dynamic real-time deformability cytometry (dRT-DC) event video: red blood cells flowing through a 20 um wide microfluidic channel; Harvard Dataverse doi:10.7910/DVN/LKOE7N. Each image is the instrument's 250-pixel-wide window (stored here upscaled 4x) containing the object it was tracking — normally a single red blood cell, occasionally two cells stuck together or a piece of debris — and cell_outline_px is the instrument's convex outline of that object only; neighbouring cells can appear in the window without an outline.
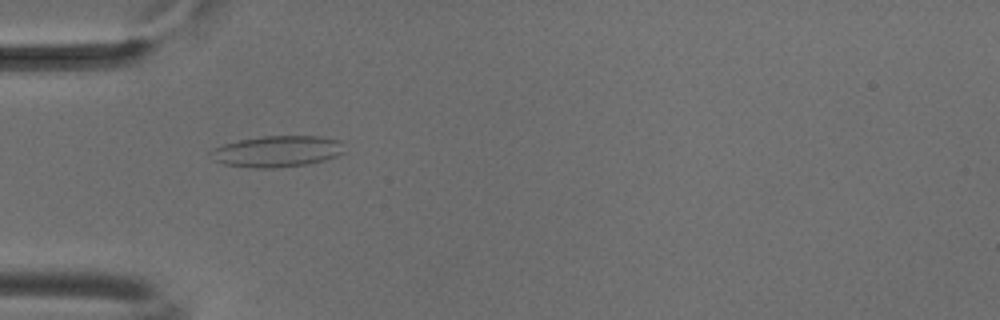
{"species": "common noctule bat (a hibernating species)", "species_latin": "Nyctalus noctula", "temperature_condition": "cold", "stored_images_in_passage": 2, "camera_frame_rate_fps": 3000, "um_per_image_px": 0.085, "animal": {"sex": "male", "body_mass_g": 18.8}, "frame": {"image": 1, "passage_image": 1, "time_ms": 0.0, "image_size_px": [1000, 320], "cell_outline_px": [[344, 152], [336, 156], [324, 160], [308, 164], [276, 168], [256, 168], [224, 164], [216, 160], [208, 152], [212, 148], [224, 144], [240, 140], [260, 136], [320, 136], [340, 140]], "centroid_in_image_um": [23.56, 12.86], "position_along_channel_um": 61.4, "area_um2": 24.28}}